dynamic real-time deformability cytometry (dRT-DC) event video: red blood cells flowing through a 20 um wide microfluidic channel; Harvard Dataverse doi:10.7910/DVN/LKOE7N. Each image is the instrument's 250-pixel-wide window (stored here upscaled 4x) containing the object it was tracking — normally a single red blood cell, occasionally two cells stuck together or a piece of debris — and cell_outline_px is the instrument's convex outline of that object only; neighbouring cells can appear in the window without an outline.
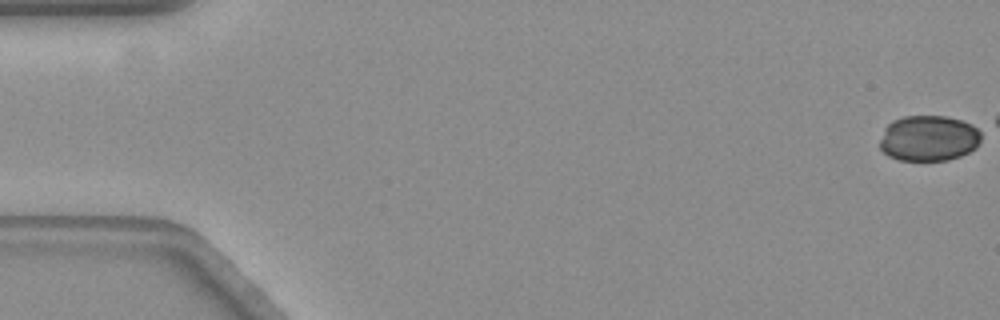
{"species": "common noctule bat (a hibernating species)", "species_latin": "Nyctalus noctula", "temperature_condition": "warm", "stored_images_in_passage": 17, "camera_frame_rate_fps": 3000, "um_per_image_px": 0.085, "animal": {"sex": "female", "body_mass_g": 19.3, "forearm_length_mm": 54.1}, "frame": {"image": 1, "passage_image": 1, "time_ms": 0.0, "image_size_px": [1000, 320], "cell_outline_px": [[980, 140], [976, 148], [960, 156], [948, 160], [896, 160], [888, 156], [880, 148], [880, 140], [884, 128], [892, 120], [904, 116], [944, 116], [960, 120], [972, 124], [980, 128]], "centroid_in_image_um": [78.93, 11.75], "position_along_channel_um": 6.1, "area_um2": 27.17}}